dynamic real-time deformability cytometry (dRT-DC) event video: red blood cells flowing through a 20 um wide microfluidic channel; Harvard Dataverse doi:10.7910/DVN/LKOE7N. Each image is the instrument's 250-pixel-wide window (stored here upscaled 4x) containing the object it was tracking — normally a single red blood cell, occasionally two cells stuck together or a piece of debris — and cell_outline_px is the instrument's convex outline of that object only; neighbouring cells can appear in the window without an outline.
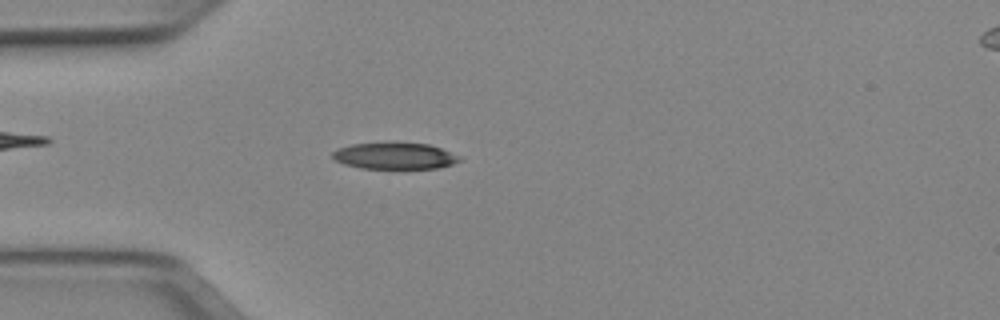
{"species": "Egyptian fruit bat (a non-hibernating species)", "species_latin": "Rousettus aegyptiacus", "temperature_condition": "cold", "stored_images_in_passage": 50, "camera_frame_rate_fps": 3000, "um_per_image_px": 0.085, "animal": {"sex": "female"}, "frame": {"image": 1, "passage_image": 14, "time_ms": 4.333, "image_size_px": [1000, 320], "cell_outline_px": [[464, 160], [452, 164], [436, 168], [360, 168], [344, 164], [336, 160], [332, 156], [332, 152], [336, 148], [352, 144], [428, 144], [440, 148], [460, 156]], "centroid_in_image_um": [33.55, 13.27], "position_along_channel_um": 51.5, "area_um2": 19.13}}
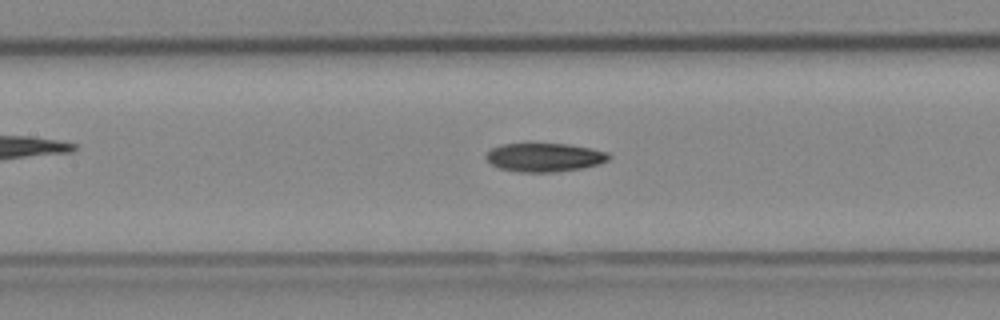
{"frame": {"image": 2, "passage_image": 23, "time_ms": 7.333, "image_size_px": [1000, 320], "cell_outline_px": [[612, 156], [608, 160], [600, 164], [584, 168], [552, 172], [520, 172], [500, 168], [492, 164], [484, 156], [492, 148], [500, 144], [568, 144], [592, 148], [608, 152]], "centroid_in_image_um": [46.33, 13.37], "position_along_channel_um": 161.1, "area_um2": 20.52}}
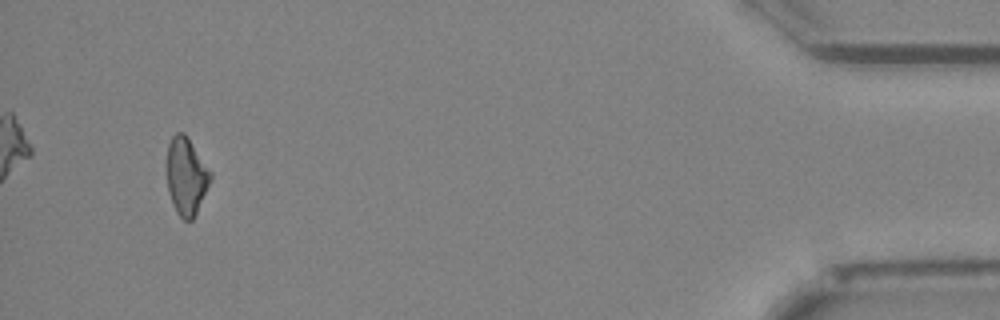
{"frame": {"image": 3, "passage_image": 48, "time_ms": 15.667, "image_size_px": [1000, 320], "cell_outline_px": [[212, 176], [196, 212], [192, 220], [184, 220], [176, 212], [172, 204], [168, 192], [168, 144], [172, 136], [176, 132], [184, 132], [188, 136], [212, 172]], "centroid_in_image_um": [15.84, 14.94], "position_along_channel_um": 419.4, "area_um2": 19.48}, "authors_computed_cell_mechanics": {"area_um2": 20.1722, "velocity_mm_per_s": 3.9885, "shape_relaxation_time_tau1_ms": 5.3214, "shape_relaxation_time_tau2_ms": 11.2366, "deformation_change_tau1": 0.1638, "deformation_change_tau2": 0.2222}}